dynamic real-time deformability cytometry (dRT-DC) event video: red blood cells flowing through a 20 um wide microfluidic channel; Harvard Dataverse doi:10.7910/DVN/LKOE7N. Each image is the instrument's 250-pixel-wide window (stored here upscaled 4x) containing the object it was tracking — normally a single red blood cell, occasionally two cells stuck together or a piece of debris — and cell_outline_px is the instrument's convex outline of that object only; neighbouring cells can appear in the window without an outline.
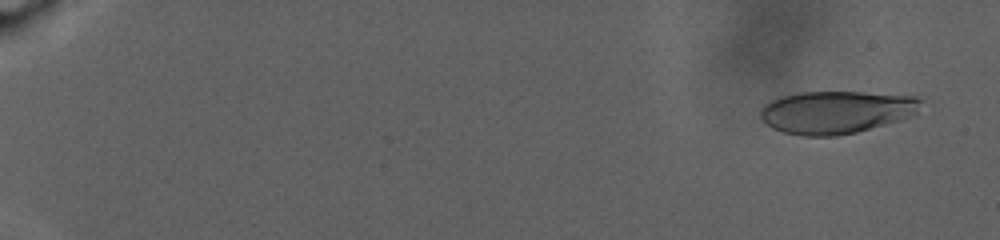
{"species": "human", "species_latin": "Homo sapiens", "temperature_condition": "warm", "stored_images_in_passage": 88, "camera_frame_rate_fps": 3000, "um_per_image_px": 0.085, "donor": {"sex": "male"}, "frame": {"image": 1, "passage_image": 5, "time_ms": 1.333, "image_size_px": [1000, 240], "cell_outline_px": [[920, 100], [916, 112], [912, 116], [900, 120], [856, 132], [836, 136], [804, 136], [784, 132], [772, 128], [760, 116], [760, 108], [764, 104], [772, 100], [784, 96], [800, 92], [864, 92], [916, 96]], "centroid_in_image_um": [71.06, 9.53], "position_along_channel_um": 13.9, "area_um2": 39.65}}
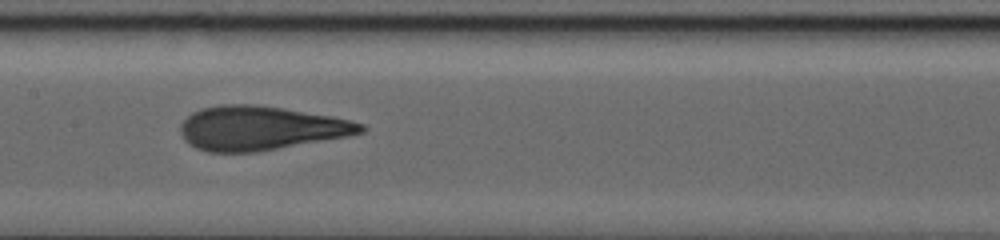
{"frame": {"image": 2, "passage_image": 50, "time_ms": 16.333, "image_size_px": [1000, 240], "cell_outline_px": [[368, 128], [364, 132], [348, 136], [256, 152], [208, 152], [196, 148], [188, 144], [184, 140], [180, 132], [180, 124], [192, 112], [200, 108], [220, 104], [256, 104], [284, 108], [332, 116], [364, 124]], "centroid_in_image_um": [22.12, 10.88], "position_along_channel_um": 185.3, "area_um2": 46.53}}
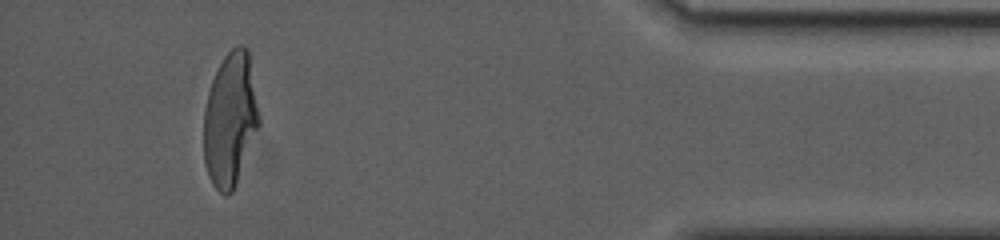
{"frame": {"image": 3, "passage_image": 83, "time_ms": 27.333, "image_size_px": [1000, 240], "cell_outline_px": [[260, 124], [236, 184], [232, 192], [228, 196], [224, 196], [212, 184], [208, 176], [204, 164], [204, 108], [208, 92], [212, 80], [224, 56], [236, 44], [240, 44], [248, 48], [260, 116]], "centroid_in_image_um": [19.57, 10.16], "position_along_channel_um": 415.6, "area_um2": 43.35}, "authors_computed_cell_mechanics": {"area_um2": 43.9858, "velocity_mm_per_s": 2.4926, "shape_relaxation_time_tau1_ms": null, "shape_relaxation_time_tau2_ms": 1.3115, "deformation_change_tau1": null, "deformation_change_tau2": 0.0984}}